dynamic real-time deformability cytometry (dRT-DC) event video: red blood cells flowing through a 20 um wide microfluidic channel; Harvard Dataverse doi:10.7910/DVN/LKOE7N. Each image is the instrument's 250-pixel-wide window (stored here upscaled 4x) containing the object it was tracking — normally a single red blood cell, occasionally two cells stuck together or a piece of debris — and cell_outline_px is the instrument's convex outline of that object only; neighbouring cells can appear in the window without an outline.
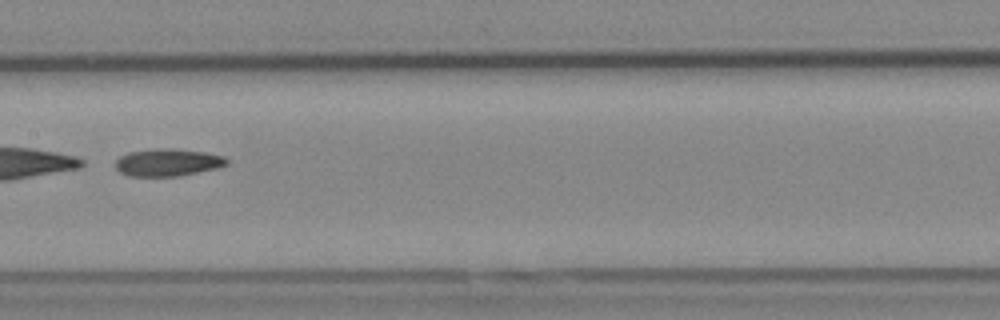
{"species": "Egyptian fruit bat (a non-hibernating species)", "species_latin": "Rousettus aegyptiacus", "temperature_condition": "cold", "stored_images_in_passage": 51, "segment_of_instrument_passage": [2, 2], "camera_frame_rate_fps": 3000, "um_per_image_px": 0.085, "animal": {"sex": "female"}, "frame": {"image": 1, "passage_image": 27, "time_ms": 8.667, "image_size_px": [1000, 320], "cell_outline_px": [[228, 164], [216, 168], [180, 176], [128, 176], [120, 172], [116, 168], [116, 160], [120, 156], [128, 152], [156, 148], [172, 148], [204, 152], [224, 156], [228, 160]], "centroid_in_image_um": [14.25, 13.8], "position_along_channel_um": 193.2, "area_um2": 17.8}}